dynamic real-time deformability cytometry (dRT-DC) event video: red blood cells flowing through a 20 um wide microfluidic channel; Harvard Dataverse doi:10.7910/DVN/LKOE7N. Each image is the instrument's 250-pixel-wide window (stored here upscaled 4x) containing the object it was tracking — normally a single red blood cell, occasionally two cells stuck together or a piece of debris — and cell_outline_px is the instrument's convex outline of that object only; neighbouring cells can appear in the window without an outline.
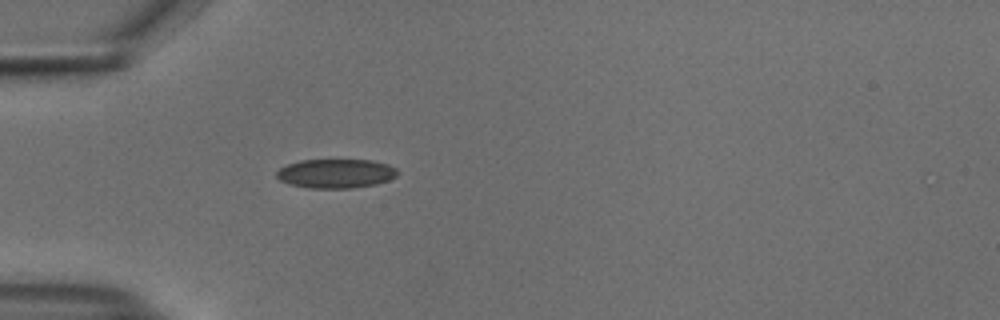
{"species": "common noctule bat (a hibernating species)", "species_latin": "Nyctalus noctula", "temperature_condition": "cold", "stored_images_in_passage": 39, "camera_frame_rate_fps": 3000, "um_per_image_px": 0.085, "animal": {"sex": "male", "body_mass_g": 18.8}, "frame": {"image": 1, "passage_image": 1, "time_ms": 0.0, "image_size_px": [1000, 320], "cell_outline_px": [[400, 172], [396, 176], [388, 180], [376, 184], [352, 188], [308, 188], [288, 184], [280, 180], [276, 176], [276, 172], [280, 168], [288, 164], [300, 160], [372, 160], [388, 164], [396, 168]], "centroid_in_image_um": [28.55, 14.75], "position_along_channel_um": 56.4, "area_um2": 20.63}}
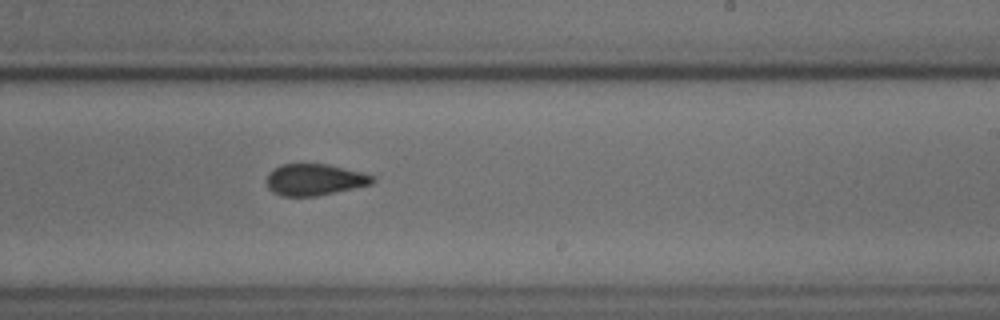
{"frame": {"image": 2, "passage_image": 18, "time_ms": 5.667, "image_size_px": [1000, 320], "cell_outline_px": [[376, 180], [372, 184], [316, 196], [280, 196], [272, 192], [268, 188], [264, 180], [268, 172], [272, 168], [280, 164], [328, 164], [364, 172], [376, 176]], "centroid_in_image_um": [26.71, 15.26], "position_along_channel_um": 262.3, "area_um2": 19.88}}
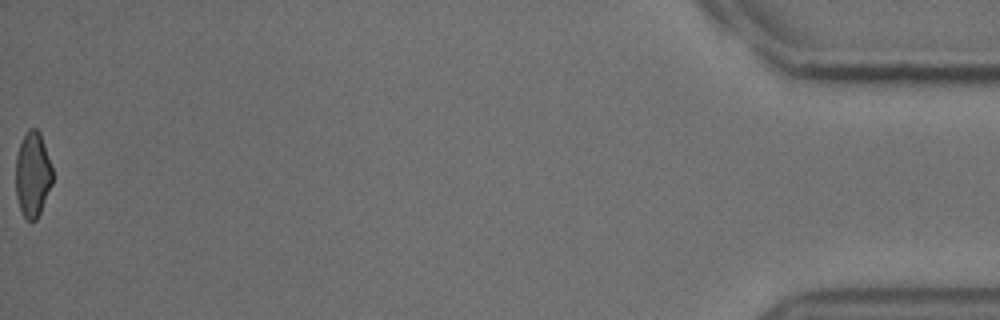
{"frame": {"image": 3, "passage_image": 39, "time_ms": 12.667, "image_size_px": [1000, 320], "cell_outline_px": [[52, 184], [40, 212], [36, 220], [32, 224], [24, 216], [20, 208], [16, 196], [16, 156], [20, 144], [28, 128], [36, 128], [40, 132], [52, 168]], "centroid_in_image_um": [2.77, 14.84], "position_along_channel_um": 432.4, "area_um2": 18.15}, "authors_computed_cell_mechanics": {"area_um2": 19.8254, "velocity_mm_per_s": 3.7539, "shape_relaxation_time_tau1_ms": 8.1633, "shape_relaxation_time_tau2_ms": 2.7865, "deformation_change_tau1": 0.1339, "deformation_change_tau2": 0.0739}}